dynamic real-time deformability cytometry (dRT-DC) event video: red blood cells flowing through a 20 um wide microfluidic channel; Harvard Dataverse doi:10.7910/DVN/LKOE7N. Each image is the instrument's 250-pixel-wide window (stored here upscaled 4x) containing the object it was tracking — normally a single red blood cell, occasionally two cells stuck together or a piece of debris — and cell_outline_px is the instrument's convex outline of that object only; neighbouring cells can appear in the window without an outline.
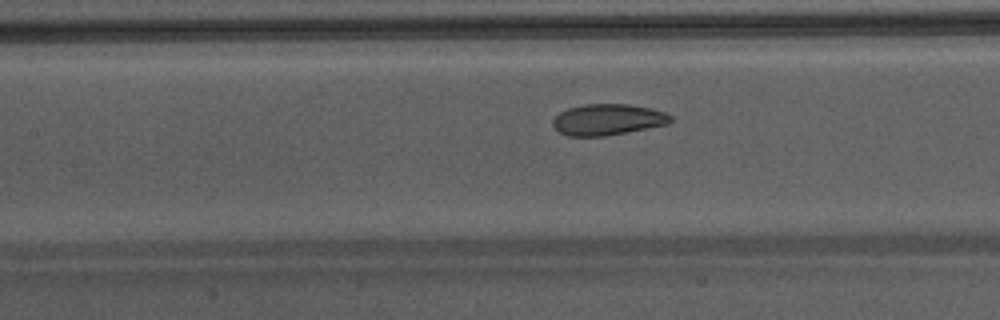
{"species": "Egyptian fruit bat (a non-hibernating species)", "species_latin": "Rousettus aegyptiacus", "temperature_condition": "warm", "stored_images_in_passage": 28, "camera_frame_rate_fps": 3000, "um_per_image_px": 0.085, "animal": {"sex": "male"}, "frame": {"image": 1, "passage_image": 11, "time_ms": 3.333, "image_size_px": [1000, 320], "cell_outline_px": [[672, 120], [668, 124], [604, 136], [568, 136], [560, 132], [552, 124], [552, 120], [560, 112], [568, 108], [584, 104], [628, 104], [648, 108], [664, 112], [672, 116]], "centroid_in_image_um": [51.64, 10.16], "position_along_channel_um": 155.8, "area_um2": 21.15}}
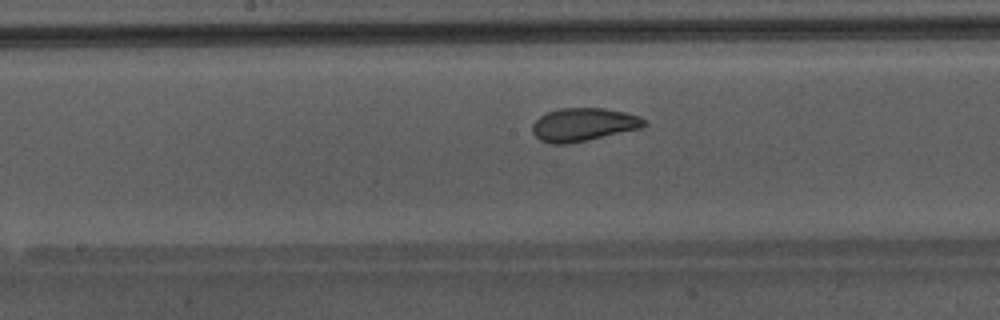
{"frame": {"image": 2, "passage_image": 14, "time_ms": 4.333, "image_size_px": [1000, 320], "cell_outline_px": [[648, 124], [644, 128], [588, 140], [568, 144], [552, 144], [540, 140], [532, 132], [532, 124], [540, 116], [548, 112], [560, 108], [604, 108], [624, 112], [640, 116]], "centroid_in_image_um": [49.62, 10.6], "position_along_channel_um": 198.6, "area_um2": 21.79}}
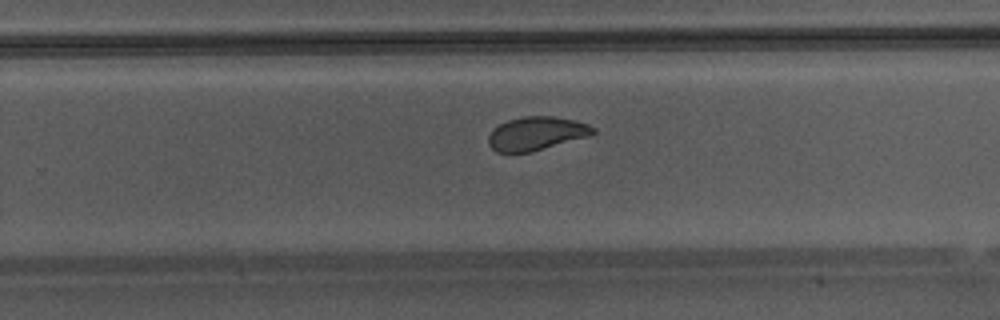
{"frame": {"image": 3, "passage_image": 20, "time_ms": 6.333, "image_size_px": [1000, 320], "cell_outline_px": [[596, 132], [592, 136], [532, 152], [496, 152], [488, 144], [488, 136], [492, 128], [508, 120], [524, 116], [552, 116], [572, 120], [588, 124], [596, 128]], "centroid_in_image_um": [45.61, 11.36], "position_along_channel_um": 284.2, "area_um2": 20.69}}